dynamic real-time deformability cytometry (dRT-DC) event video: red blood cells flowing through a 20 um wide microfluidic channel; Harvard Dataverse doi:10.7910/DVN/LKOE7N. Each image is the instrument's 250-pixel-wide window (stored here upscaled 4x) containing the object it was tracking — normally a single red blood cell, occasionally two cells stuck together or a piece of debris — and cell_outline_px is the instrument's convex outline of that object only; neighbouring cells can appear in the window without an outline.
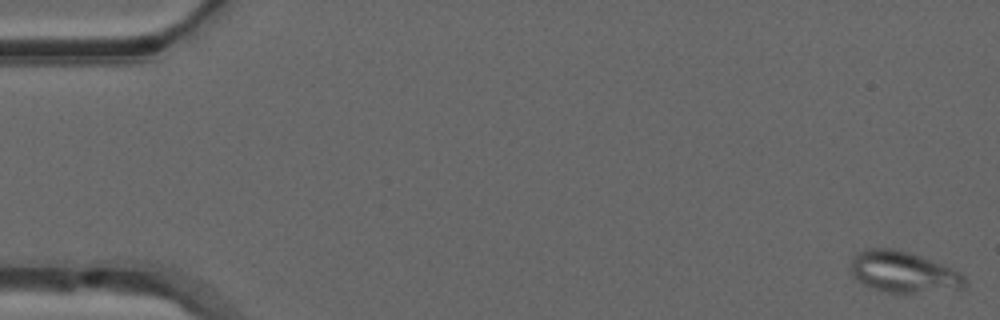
{"species": "common noctule bat (a hibernating species)", "species_latin": "Nyctalus noctula", "temperature_condition": "warm", "stored_images_in_passage": 9, "camera_frame_rate_fps": 3000, "um_per_image_px": 0.085, "animal": {"sex": "male", "forearm_length_mm": 52.5}, "frame": {"image": 1, "passage_image": 1, "time_ms": 0.0, "image_size_px": [1000, 320], "cell_outline_px": [[968, 284], [960, 292], [884, 292], [864, 284], [856, 280], [852, 276], [848, 268], [852, 256], [856, 252], [868, 248], [896, 248], [920, 256], [952, 268], [960, 272], [964, 276]], "centroid_in_image_um": [76.81, 23.13], "position_along_channel_um": 8.2, "area_um2": 28.15}}